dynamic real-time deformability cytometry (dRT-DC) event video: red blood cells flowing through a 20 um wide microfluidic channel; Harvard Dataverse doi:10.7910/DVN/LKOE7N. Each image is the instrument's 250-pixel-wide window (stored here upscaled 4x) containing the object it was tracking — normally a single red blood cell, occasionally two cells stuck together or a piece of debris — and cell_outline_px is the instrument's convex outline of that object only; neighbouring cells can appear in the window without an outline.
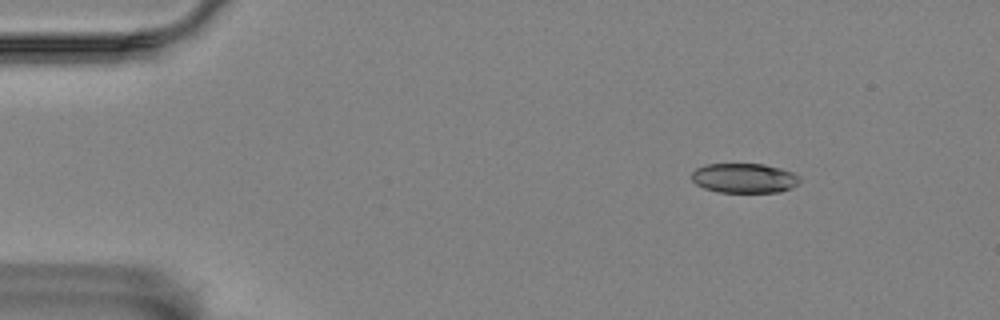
{"species": "Egyptian fruit bat (a non-hibernating species)", "species_latin": "Rousettus aegyptiacus", "temperature_condition": "room temperature", "stored_images_in_passage": 3, "camera_frame_rate_fps": 3000, "um_per_image_px": 0.085, "animal": {"sex": "female"}, "frame": {"image": 1, "passage_image": 3, "time_ms": 3.0, "image_size_px": [1000, 320], "cell_outline_px": [[800, 180], [792, 188], [780, 192], [716, 192], [704, 188], [696, 184], [692, 180], [692, 172], [696, 168], [704, 164], [764, 164], [780, 168], [792, 172], [800, 176]], "centroid_in_image_um": [63.25, 15.14], "position_along_channel_um": 21.7, "area_um2": 18.79}}